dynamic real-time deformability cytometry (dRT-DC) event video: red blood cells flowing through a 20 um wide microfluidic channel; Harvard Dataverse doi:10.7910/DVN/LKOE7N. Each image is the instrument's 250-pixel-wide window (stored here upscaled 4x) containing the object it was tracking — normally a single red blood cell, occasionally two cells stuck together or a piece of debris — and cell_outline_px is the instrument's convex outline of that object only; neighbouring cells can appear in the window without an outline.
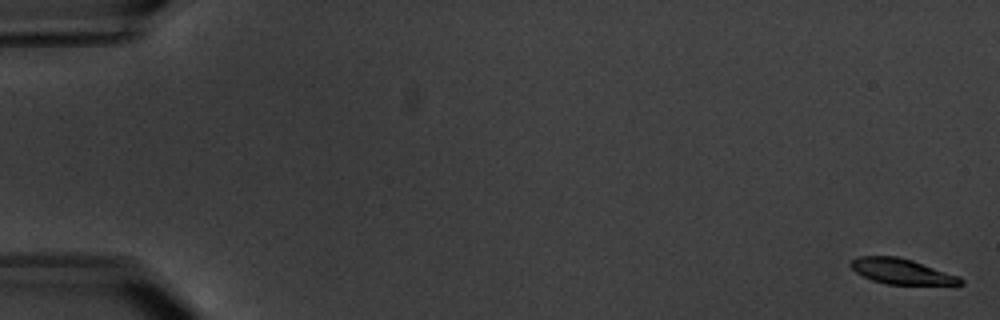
{"species": "common noctule bat (a hibernating species)", "species_latin": "Nyctalus noctula", "temperature_condition": "warm", "stored_images_in_passage": 5, "camera_frame_rate_fps": 3000, "um_per_image_px": 0.085, "animal": {"sex": "male", "body_mass_g": 20.1, "forearm_length_mm": 53.5}, "frame": {"image": 1, "passage_image": 1, "time_ms": 0.0, "image_size_px": [1000, 320], "cell_outline_px": [[964, 284], [888, 284], [872, 280], [856, 272], [848, 264], [856, 256], [896, 256], [912, 260], [956, 276], [964, 280]], "centroid_in_image_um": [76.56, 23.05], "position_along_channel_um": 8.4, "area_um2": 15.84}}
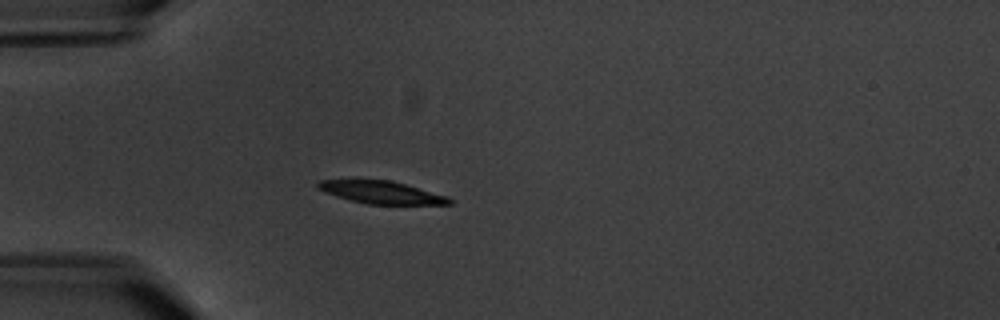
{"frame": {"image": 2, "passage_image": 5, "time_ms": 5.667, "image_size_px": [1000, 320], "cell_outline_px": [[452, 204], [368, 204], [336, 196], [316, 188], [316, 184], [320, 180], [392, 180], [448, 196], [452, 200]], "centroid_in_image_um": [32.44, 16.35], "position_along_channel_um": 52.6, "area_um2": 17.11}}